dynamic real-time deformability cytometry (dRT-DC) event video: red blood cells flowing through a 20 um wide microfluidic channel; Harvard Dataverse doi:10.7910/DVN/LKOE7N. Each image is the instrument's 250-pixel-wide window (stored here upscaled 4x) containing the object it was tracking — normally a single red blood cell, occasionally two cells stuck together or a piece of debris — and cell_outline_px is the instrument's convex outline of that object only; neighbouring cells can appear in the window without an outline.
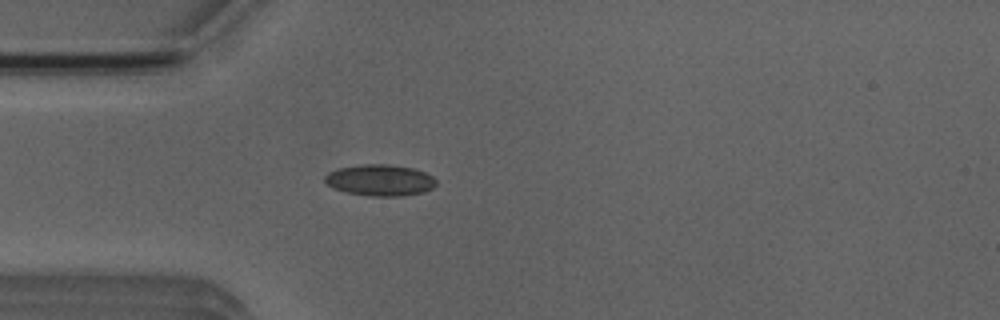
{"species": "Egyptian fruit bat (a non-hibernating species)", "species_latin": "Rousettus aegyptiacus", "temperature_condition": "room temperature", "stored_images_in_passage": 4, "camera_frame_rate_fps": 3000, "um_per_image_px": 0.085, "animal": {"sex": "male"}, "frame": {"image": 1, "passage_image": 4, "time_ms": 4.333, "image_size_px": [1000, 320], "cell_outline_px": [[436, 184], [432, 188], [424, 192], [404, 196], [368, 196], [348, 192], [332, 188], [324, 180], [324, 176], [328, 172], [340, 168], [360, 164], [388, 164], [412, 168], [424, 172], [432, 176], [436, 180]], "centroid_in_image_um": [32.3, 15.32], "position_along_channel_um": 52.7, "area_um2": 20.35}}